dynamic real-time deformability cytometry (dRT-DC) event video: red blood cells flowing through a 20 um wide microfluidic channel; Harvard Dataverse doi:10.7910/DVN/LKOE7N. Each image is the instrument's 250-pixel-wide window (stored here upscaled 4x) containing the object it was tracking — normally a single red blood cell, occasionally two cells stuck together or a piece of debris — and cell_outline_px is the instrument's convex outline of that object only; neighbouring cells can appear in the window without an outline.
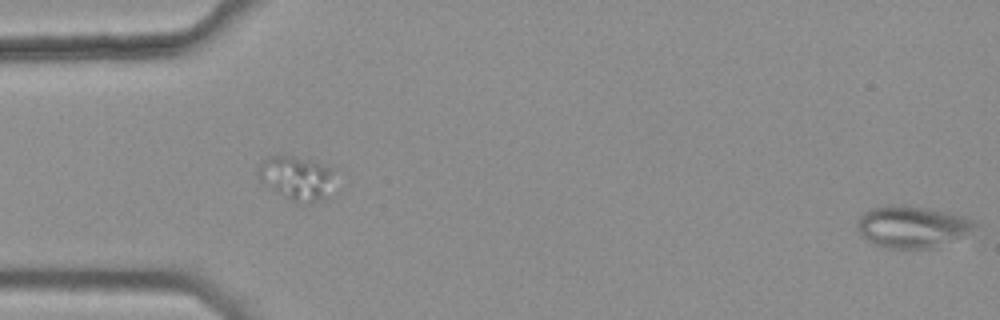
{"species": "common noctule bat (a hibernating species)", "species_latin": "Nyctalus noctula", "temperature_condition": "warm", "stored_images_in_passage": 15, "segment_of_instrument_passage": [2, 2], "camera_frame_rate_fps": 3000, "um_per_image_px": 0.085, "animal": {"sex": "female", "body_mass_g": 25.1}, "frame": {"image": 1, "passage_image": 15, "time_ms": 4.667, "image_size_px": [1000, 320], "cell_outline_px": [[976, 224], [972, 228], [936, 248], [888, 248], [872, 244], [860, 236], [856, 224], [860, 216], [864, 212], [872, 208], [924, 208], [948, 212], [964, 216], [972, 220]], "centroid_in_image_um": [77.45, 19.32], "position_along_channel_um": 7.5, "area_um2": 27.34}}